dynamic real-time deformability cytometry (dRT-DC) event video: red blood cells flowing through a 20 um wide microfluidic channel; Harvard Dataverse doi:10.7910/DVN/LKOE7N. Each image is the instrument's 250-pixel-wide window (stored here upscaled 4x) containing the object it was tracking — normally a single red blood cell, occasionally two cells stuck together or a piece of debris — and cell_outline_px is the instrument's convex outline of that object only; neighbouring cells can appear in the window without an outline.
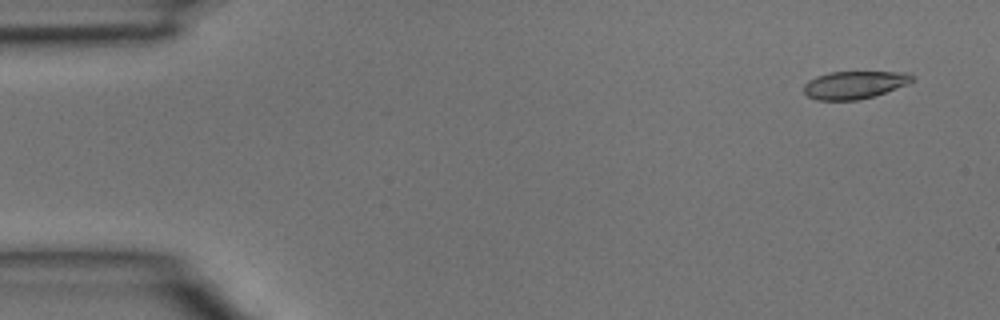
{"species": "common noctule bat (a hibernating species)", "species_latin": "Nyctalus noctula", "temperature_condition": "room temperature", "stored_images_in_passage": 4, "camera_frame_rate_fps": 3000, "um_per_image_px": 0.085, "animal": {"sex": "male", "body_mass_g": 15.6}, "frame": {"image": 1, "passage_image": 1, "time_ms": 0.0, "image_size_px": [1000, 320], "cell_outline_px": [[916, 76], [908, 84], [872, 96], [856, 100], [816, 100], [808, 96], [804, 92], [804, 84], [808, 80], [816, 76], [828, 72], [908, 72]], "centroid_in_image_um": [72.61, 7.2], "position_along_channel_um": 12.4, "area_um2": 17.46}}
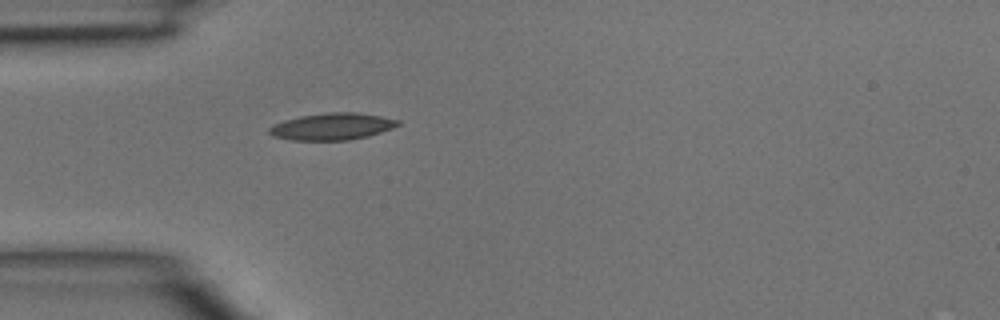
{"frame": {"image": 2, "passage_image": 4, "time_ms": 1.0, "image_size_px": [1000, 320], "cell_outline_px": [[400, 124], [392, 128], [368, 136], [348, 140], [292, 140], [272, 136], [268, 132], [268, 128], [284, 120], [300, 116], [328, 112], [356, 112], [380, 116], [400, 120]], "centroid_in_image_um": [28.22, 10.75], "position_along_channel_um": 56.8, "area_um2": 20.06}}